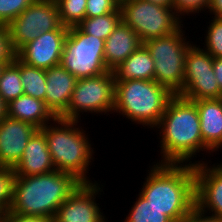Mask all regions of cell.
Here are the masks:
<instances>
[{
  "label": "cell",
  "mask_w": 222,
  "mask_h": 222,
  "mask_svg": "<svg viewBox=\"0 0 222 222\" xmlns=\"http://www.w3.org/2000/svg\"><path fill=\"white\" fill-rule=\"evenodd\" d=\"M153 130L159 131L161 160H157V163L197 165L200 160L193 159L201 151L213 155L203 143L200 117L194 101L174 95Z\"/></svg>",
  "instance_id": "6da1fadb"
},
{
  "label": "cell",
  "mask_w": 222,
  "mask_h": 222,
  "mask_svg": "<svg viewBox=\"0 0 222 222\" xmlns=\"http://www.w3.org/2000/svg\"><path fill=\"white\" fill-rule=\"evenodd\" d=\"M149 168L139 193L173 222H181L196 206L195 165L155 161Z\"/></svg>",
  "instance_id": "7a4b0ae2"
},
{
  "label": "cell",
  "mask_w": 222,
  "mask_h": 222,
  "mask_svg": "<svg viewBox=\"0 0 222 222\" xmlns=\"http://www.w3.org/2000/svg\"><path fill=\"white\" fill-rule=\"evenodd\" d=\"M80 184L72 174L58 170L35 176H15L9 211L54 218L59 206Z\"/></svg>",
  "instance_id": "3957f363"
},
{
  "label": "cell",
  "mask_w": 222,
  "mask_h": 222,
  "mask_svg": "<svg viewBox=\"0 0 222 222\" xmlns=\"http://www.w3.org/2000/svg\"><path fill=\"white\" fill-rule=\"evenodd\" d=\"M81 121L57 117L39 129L45 136L53 165L56 170L72 174L81 183H95L90 179L89 165L94 161V150L88 133ZM91 163V164H90Z\"/></svg>",
  "instance_id": "277c9868"
},
{
  "label": "cell",
  "mask_w": 222,
  "mask_h": 222,
  "mask_svg": "<svg viewBox=\"0 0 222 222\" xmlns=\"http://www.w3.org/2000/svg\"><path fill=\"white\" fill-rule=\"evenodd\" d=\"M174 94L155 80H115L114 113L154 129ZM146 127H145V126Z\"/></svg>",
  "instance_id": "5b68a950"
},
{
  "label": "cell",
  "mask_w": 222,
  "mask_h": 222,
  "mask_svg": "<svg viewBox=\"0 0 222 222\" xmlns=\"http://www.w3.org/2000/svg\"><path fill=\"white\" fill-rule=\"evenodd\" d=\"M184 27L182 25L172 34L143 43L154 60V80L168 88L174 95L183 88L185 56L193 44L185 35Z\"/></svg>",
  "instance_id": "8992f818"
},
{
  "label": "cell",
  "mask_w": 222,
  "mask_h": 222,
  "mask_svg": "<svg viewBox=\"0 0 222 222\" xmlns=\"http://www.w3.org/2000/svg\"><path fill=\"white\" fill-rule=\"evenodd\" d=\"M121 21L130 26L142 43L172 34L183 21L175 10L145 0H120Z\"/></svg>",
  "instance_id": "52a82bcc"
},
{
  "label": "cell",
  "mask_w": 222,
  "mask_h": 222,
  "mask_svg": "<svg viewBox=\"0 0 222 222\" xmlns=\"http://www.w3.org/2000/svg\"><path fill=\"white\" fill-rule=\"evenodd\" d=\"M105 40L84 33L78 26L68 28L60 65L77 79L108 72L104 61Z\"/></svg>",
  "instance_id": "ba28073f"
},
{
  "label": "cell",
  "mask_w": 222,
  "mask_h": 222,
  "mask_svg": "<svg viewBox=\"0 0 222 222\" xmlns=\"http://www.w3.org/2000/svg\"><path fill=\"white\" fill-rule=\"evenodd\" d=\"M115 104V77L113 71L77 80L67 110L59 117L81 121L83 113L105 115L113 113ZM82 113V114H81Z\"/></svg>",
  "instance_id": "9c48e42d"
},
{
  "label": "cell",
  "mask_w": 222,
  "mask_h": 222,
  "mask_svg": "<svg viewBox=\"0 0 222 222\" xmlns=\"http://www.w3.org/2000/svg\"><path fill=\"white\" fill-rule=\"evenodd\" d=\"M213 61L211 54L193 43L185 56L184 84L177 95L191 101L222 98L214 75Z\"/></svg>",
  "instance_id": "30bf717a"
},
{
  "label": "cell",
  "mask_w": 222,
  "mask_h": 222,
  "mask_svg": "<svg viewBox=\"0 0 222 222\" xmlns=\"http://www.w3.org/2000/svg\"><path fill=\"white\" fill-rule=\"evenodd\" d=\"M7 27L17 52L25 44L33 41L40 33L56 29H68L60 21L55 0H34Z\"/></svg>",
  "instance_id": "8fae6325"
},
{
  "label": "cell",
  "mask_w": 222,
  "mask_h": 222,
  "mask_svg": "<svg viewBox=\"0 0 222 222\" xmlns=\"http://www.w3.org/2000/svg\"><path fill=\"white\" fill-rule=\"evenodd\" d=\"M100 183H81L59 206L53 222H107L103 209L97 203V197L101 196V192L104 194L105 185Z\"/></svg>",
  "instance_id": "7c38bea8"
},
{
  "label": "cell",
  "mask_w": 222,
  "mask_h": 222,
  "mask_svg": "<svg viewBox=\"0 0 222 222\" xmlns=\"http://www.w3.org/2000/svg\"><path fill=\"white\" fill-rule=\"evenodd\" d=\"M210 161L201 160L195 165L196 206L204 213L222 218V161L213 164Z\"/></svg>",
  "instance_id": "4fadbf2b"
},
{
  "label": "cell",
  "mask_w": 222,
  "mask_h": 222,
  "mask_svg": "<svg viewBox=\"0 0 222 222\" xmlns=\"http://www.w3.org/2000/svg\"><path fill=\"white\" fill-rule=\"evenodd\" d=\"M67 33L68 29L40 33L17 52V58L26 65L45 70L59 65Z\"/></svg>",
  "instance_id": "5bb4252c"
},
{
  "label": "cell",
  "mask_w": 222,
  "mask_h": 222,
  "mask_svg": "<svg viewBox=\"0 0 222 222\" xmlns=\"http://www.w3.org/2000/svg\"><path fill=\"white\" fill-rule=\"evenodd\" d=\"M34 125L7 115L0 120V166L14 167L21 159L32 135Z\"/></svg>",
  "instance_id": "9a60e30c"
},
{
  "label": "cell",
  "mask_w": 222,
  "mask_h": 222,
  "mask_svg": "<svg viewBox=\"0 0 222 222\" xmlns=\"http://www.w3.org/2000/svg\"><path fill=\"white\" fill-rule=\"evenodd\" d=\"M77 80L60 64L46 69L44 102L56 117H60L67 110Z\"/></svg>",
  "instance_id": "2e32d148"
},
{
  "label": "cell",
  "mask_w": 222,
  "mask_h": 222,
  "mask_svg": "<svg viewBox=\"0 0 222 222\" xmlns=\"http://www.w3.org/2000/svg\"><path fill=\"white\" fill-rule=\"evenodd\" d=\"M13 169L15 176H35L56 170L46 138L39 129L29 139L20 161Z\"/></svg>",
  "instance_id": "e0dca14e"
},
{
  "label": "cell",
  "mask_w": 222,
  "mask_h": 222,
  "mask_svg": "<svg viewBox=\"0 0 222 222\" xmlns=\"http://www.w3.org/2000/svg\"><path fill=\"white\" fill-rule=\"evenodd\" d=\"M142 44L138 34L120 21L105 40L104 61L108 70L113 71Z\"/></svg>",
  "instance_id": "ac0fdd59"
},
{
  "label": "cell",
  "mask_w": 222,
  "mask_h": 222,
  "mask_svg": "<svg viewBox=\"0 0 222 222\" xmlns=\"http://www.w3.org/2000/svg\"><path fill=\"white\" fill-rule=\"evenodd\" d=\"M203 143L214 153L222 148V98L194 101Z\"/></svg>",
  "instance_id": "d6986e66"
},
{
  "label": "cell",
  "mask_w": 222,
  "mask_h": 222,
  "mask_svg": "<svg viewBox=\"0 0 222 222\" xmlns=\"http://www.w3.org/2000/svg\"><path fill=\"white\" fill-rule=\"evenodd\" d=\"M6 115L10 118L28 122L41 129L57 117L44 101L22 94L6 105Z\"/></svg>",
  "instance_id": "ffe728a7"
},
{
  "label": "cell",
  "mask_w": 222,
  "mask_h": 222,
  "mask_svg": "<svg viewBox=\"0 0 222 222\" xmlns=\"http://www.w3.org/2000/svg\"><path fill=\"white\" fill-rule=\"evenodd\" d=\"M115 80H154L155 66L147 48L142 44L113 70Z\"/></svg>",
  "instance_id": "44dd1931"
},
{
  "label": "cell",
  "mask_w": 222,
  "mask_h": 222,
  "mask_svg": "<svg viewBox=\"0 0 222 222\" xmlns=\"http://www.w3.org/2000/svg\"><path fill=\"white\" fill-rule=\"evenodd\" d=\"M24 94L20 77V60L15 59L14 62L7 64L0 74V96L7 105L14 99Z\"/></svg>",
  "instance_id": "7402d4cb"
},
{
  "label": "cell",
  "mask_w": 222,
  "mask_h": 222,
  "mask_svg": "<svg viewBox=\"0 0 222 222\" xmlns=\"http://www.w3.org/2000/svg\"><path fill=\"white\" fill-rule=\"evenodd\" d=\"M20 77L24 94L44 101L46 95V70L26 65L20 61Z\"/></svg>",
  "instance_id": "603a6c76"
},
{
  "label": "cell",
  "mask_w": 222,
  "mask_h": 222,
  "mask_svg": "<svg viewBox=\"0 0 222 222\" xmlns=\"http://www.w3.org/2000/svg\"><path fill=\"white\" fill-rule=\"evenodd\" d=\"M121 21V12H112L101 16L85 17L77 26L86 34L106 40Z\"/></svg>",
  "instance_id": "cb8c5ba5"
},
{
  "label": "cell",
  "mask_w": 222,
  "mask_h": 222,
  "mask_svg": "<svg viewBox=\"0 0 222 222\" xmlns=\"http://www.w3.org/2000/svg\"><path fill=\"white\" fill-rule=\"evenodd\" d=\"M136 196V201L122 222H173L162 211L149 204L140 193Z\"/></svg>",
  "instance_id": "d4e9b609"
},
{
  "label": "cell",
  "mask_w": 222,
  "mask_h": 222,
  "mask_svg": "<svg viewBox=\"0 0 222 222\" xmlns=\"http://www.w3.org/2000/svg\"><path fill=\"white\" fill-rule=\"evenodd\" d=\"M87 0H55L63 26H77L84 18Z\"/></svg>",
  "instance_id": "484cf974"
},
{
  "label": "cell",
  "mask_w": 222,
  "mask_h": 222,
  "mask_svg": "<svg viewBox=\"0 0 222 222\" xmlns=\"http://www.w3.org/2000/svg\"><path fill=\"white\" fill-rule=\"evenodd\" d=\"M209 26H206L203 49L215 57H222V18L210 16Z\"/></svg>",
  "instance_id": "4316f807"
},
{
  "label": "cell",
  "mask_w": 222,
  "mask_h": 222,
  "mask_svg": "<svg viewBox=\"0 0 222 222\" xmlns=\"http://www.w3.org/2000/svg\"><path fill=\"white\" fill-rule=\"evenodd\" d=\"M15 172L13 167L0 166V213L10 210L13 200Z\"/></svg>",
  "instance_id": "83f0119b"
},
{
  "label": "cell",
  "mask_w": 222,
  "mask_h": 222,
  "mask_svg": "<svg viewBox=\"0 0 222 222\" xmlns=\"http://www.w3.org/2000/svg\"><path fill=\"white\" fill-rule=\"evenodd\" d=\"M34 0H0V24L8 25Z\"/></svg>",
  "instance_id": "f1b7e54d"
},
{
  "label": "cell",
  "mask_w": 222,
  "mask_h": 222,
  "mask_svg": "<svg viewBox=\"0 0 222 222\" xmlns=\"http://www.w3.org/2000/svg\"><path fill=\"white\" fill-rule=\"evenodd\" d=\"M210 3L211 0H173V9L183 20L186 15L190 16L195 14L196 17V13H205V11L209 9Z\"/></svg>",
  "instance_id": "f546056e"
},
{
  "label": "cell",
  "mask_w": 222,
  "mask_h": 222,
  "mask_svg": "<svg viewBox=\"0 0 222 222\" xmlns=\"http://www.w3.org/2000/svg\"><path fill=\"white\" fill-rule=\"evenodd\" d=\"M112 12H120V0H87L85 17L93 18Z\"/></svg>",
  "instance_id": "4dcf8cb0"
},
{
  "label": "cell",
  "mask_w": 222,
  "mask_h": 222,
  "mask_svg": "<svg viewBox=\"0 0 222 222\" xmlns=\"http://www.w3.org/2000/svg\"><path fill=\"white\" fill-rule=\"evenodd\" d=\"M17 51L15 50L7 25L0 24V63L7 65L15 61Z\"/></svg>",
  "instance_id": "1f68e13d"
},
{
  "label": "cell",
  "mask_w": 222,
  "mask_h": 222,
  "mask_svg": "<svg viewBox=\"0 0 222 222\" xmlns=\"http://www.w3.org/2000/svg\"><path fill=\"white\" fill-rule=\"evenodd\" d=\"M1 222H53V218L44 216L19 215L7 211L0 215Z\"/></svg>",
  "instance_id": "d6a6232c"
},
{
  "label": "cell",
  "mask_w": 222,
  "mask_h": 222,
  "mask_svg": "<svg viewBox=\"0 0 222 222\" xmlns=\"http://www.w3.org/2000/svg\"><path fill=\"white\" fill-rule=\"evenodd\" d=\"M181 222H222V218L204 213L195 206Z\"/></svg>",
  "instance_id": "836d02e7"
},
{
  "label": "cell",
  "mask_w": 222,
  "mask_h": 222,
  "mask_svg": "<svg viewBox=\"0 0 222 222\" xmlns=\"http://www.w3.org/2000/svg\"><path fill=\"white\" fill-rule=\"evenodd\" d=\"M213 70L220 90L222 92V57H215L213 61Z\"/></svg>",
  "instance_id": "e575fe53"
},
{
  "label": "cell",
  "mask_w": 222,
  "mask_h": 222,
  "mask_svg": "<svg viewBox=\"0 0 222 222\" xmlns=\"http://www.w3.org/2000/svg\"><path fill=\"white\" fill-rule=\"evenodd\" d=\"M209 15L222 18V0H211L210 6L206 13Z\"/></svg>",
  "instance_id": "d590c367"
},
{
  "label": "cell",
  "mask_w": 222,
  "mask_h": 222,
  "mask_svg": "<svg viewBox=\"0 0 222 222\" xmlns=\"http://www.w3.org/2000/svg\"><path fill=\"white\" fill-rule=\"evenodd\" d=\"M156 5L173 8V0H145Z\"/></svg>",
  "instance_id": "8d00e7d4"
},
{
  "label": "cell",
  "mask_w": 222,
  "mask_h": 222,
  "mask_svg": "<svg viewBox=\"0 0 222 222\" xmlns=\"http://www.w3.org/2000/svg\"><path fill=\"white\" fill-rule=\"evenodd\" d=\"M6 116V104L3 102L0 96V120Z\"/></svg>",
  "instance_id": "74e56055"
},
{
  "label": "cell",
  "mask_w": 222,
  "mask_h": 222,
  "mask_svg": "<svg viewBox=\"0 0 222 222\" xmlns=\"http://www.w3.org/2000/svg\"><path fill=\"white\" fill-rule=\"evenodd\" d=\"M4 66H5L4 64L0 63V74H1V71L4 68Z\"/></svg>",
  "instance_id": "f35d334b"
}]
</instances>
